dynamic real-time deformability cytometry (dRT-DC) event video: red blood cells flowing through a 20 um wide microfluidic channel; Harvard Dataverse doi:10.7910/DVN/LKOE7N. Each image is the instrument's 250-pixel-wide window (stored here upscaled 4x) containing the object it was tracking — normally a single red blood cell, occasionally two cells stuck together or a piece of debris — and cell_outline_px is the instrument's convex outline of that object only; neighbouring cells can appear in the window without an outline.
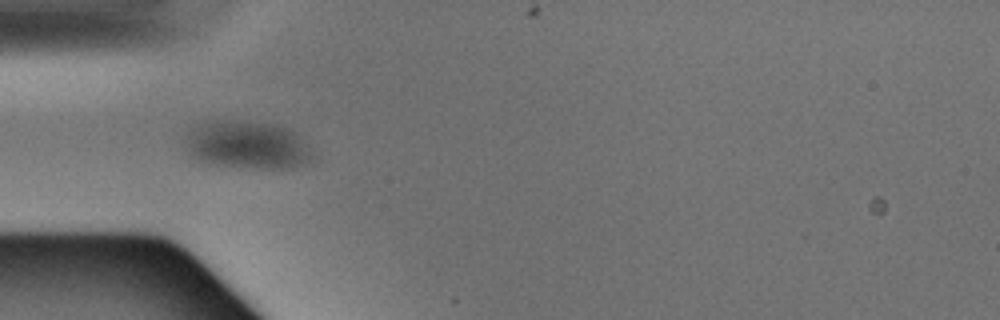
{"species": "Egyptian fruit bat (a non-hibernating species)", "species_latin": "Rousettus aegyptiacus", "temperature_condition": "warm", "stored_images_in_passage": 5, "camera_frame_rate_fps": 3000, "um_per_image_px": 0.085, "animal": {"sex": "male"}, "frame": {"image": 1, "passage_image": 4, "time_ms": 1.0, "image_size_px": [1000, 320], "cell_outline_px": [[312, 160], [292, 168], [240, 168], [208, 164], [188, 156], [184, 148], [184, 140], [192, 128], [196, 124], [204, 120], [236, 120], [272, 124], [288, 128], [300, 140], [308, 152]], "centroid_in_image_um": [20.84, 12.32], "position_along_channel_um": 64.2, "area_um2": 35.66}}
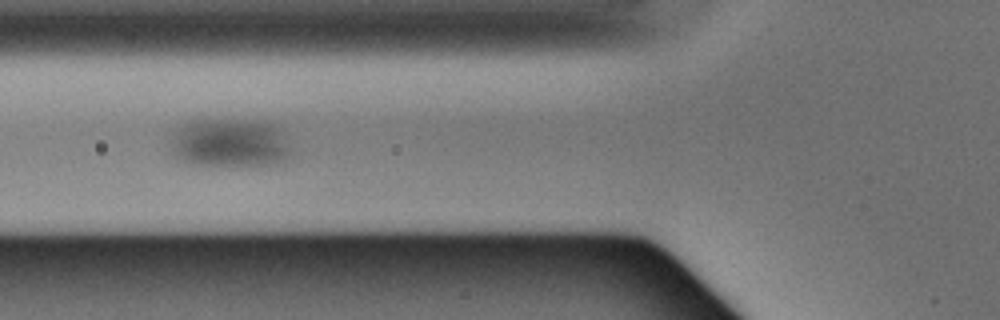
{"frame": {"image": 2, "passage_image": 5, "time_ms": 1.333, "image_size_px": [1000, 320], "cell_outline_px": [[292, 148], [288, 156], [280, 160], [264, 164], [196, 164], [176, 160], [172, 156], [172, 132], [188, 120], [256, 120], [272, 124], [284, 132], [288, 136]], "centroid_in_image_um": [19.51, 12.11], "position_along_channel_um": 106.3, "area_um2": 34.1}}